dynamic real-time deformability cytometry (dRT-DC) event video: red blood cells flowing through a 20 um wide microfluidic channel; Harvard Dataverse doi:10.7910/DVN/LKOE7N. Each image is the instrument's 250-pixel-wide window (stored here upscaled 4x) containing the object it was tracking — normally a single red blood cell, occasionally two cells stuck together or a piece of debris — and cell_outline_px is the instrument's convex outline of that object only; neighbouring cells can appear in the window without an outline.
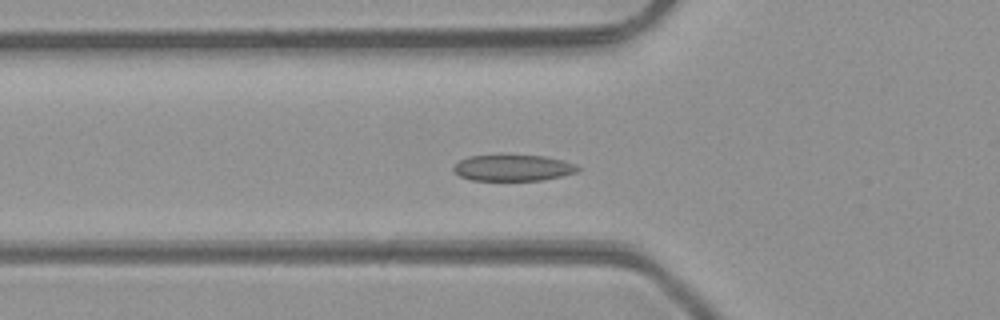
{"species": "common noctule bat (a hibernating species)", "species_latin": "Nyctalus noctula", "temperature_condition": "room temperature", "stored_images_in_passage": 50, "segment_of_instrument_passage": [1, 2], "camera_frame_rate_fps": 3000, "um_per_image_px": 0.085, "animal": {"sex": "male", "body_mass_g": 23.1, "forearm_length_mm": 52.7}, "frame": {"image": 1, "passage_image": 17, "time_ms": 5.333, "image_size_px": [1000, 320], "cell_outline_px": [[580, 168], [576, 172], [544, 180], [472, 180], [460, 176], [452, 168], [460, 160], [468, 156], [544, 156], [564, 160], [576, 164]], "centroid_in_image_um": [43.63, 14.27], "position_along_channel_um": 82.2, "area_um2": 18.67}}
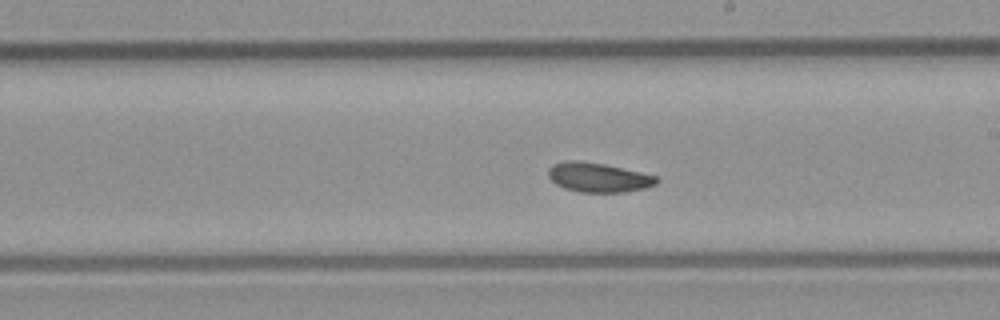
{"frame": {"image": 2, "passage_image": 28, "time_ms": 9.0, "image_size_px": [1000, 320], "cell_outline_px": [[660, 180], [656, 184], [644, 188], [624, 192], [580, 192], [564, 188], [556, 184], [548, 176], [548, 168], [552, 164], [568, 160], [576, 160], [604, 164], [640, 172], [656, 176]], "centroid_in_image_um": [50.84, 15.08], "position_along_channel_um": 238.2, "area_um2": 18.5}}
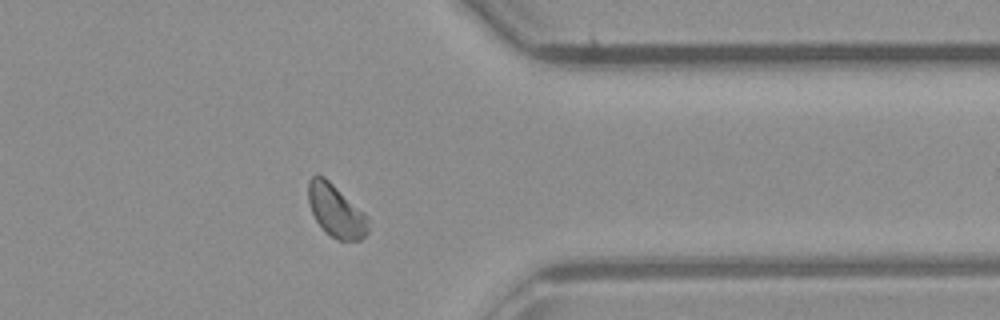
{"frame": {"image": 3, "passage_image": 39, "time_ms": 12.667, "image_size_px": [1000, 320], "cell_outline_px": [[368, 232], [360, 240], [336, 240], [324, 232], [316, 220], [312, 212], [308, 200], [308, 180], [316, 172], [324, 176], [364, 212], [368, 216]], "centroid_in_image_um": [28.54, 17.91], "position_along_channel_um": 382.9, "area_um2": 18.5}}